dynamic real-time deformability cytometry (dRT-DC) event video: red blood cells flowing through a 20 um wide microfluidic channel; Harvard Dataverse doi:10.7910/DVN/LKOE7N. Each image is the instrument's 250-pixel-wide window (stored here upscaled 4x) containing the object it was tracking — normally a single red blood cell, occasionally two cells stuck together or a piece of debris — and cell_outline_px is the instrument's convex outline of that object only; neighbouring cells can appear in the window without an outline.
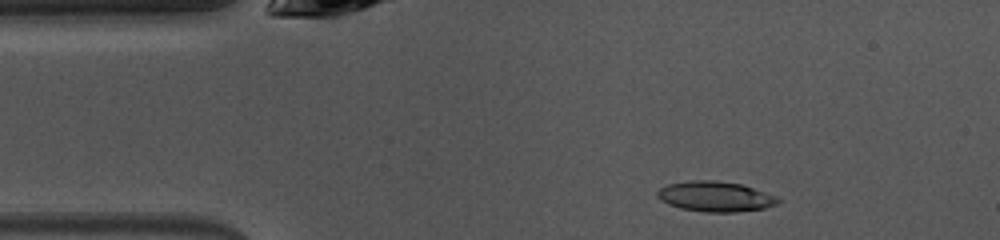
{"species": "common noctule bat (a hibernating species)", "species_latin": "Nyctalus noctula", "temperature_condition": "warm", "stored_images_in_passage": 47, "camera_frame_rate_fps": 3000, "um_per_image_px": 0.085, "animal": {"sex": "female", "body_mass_g": 10.0, "forearm_length_mm": 53.1}, "frame": {"image": 1, "passage_image": 6, "time_ms": 1.667, "image_size_px": [1000, 240], "cell_outline_px": [[780, 200], [776, 204], [764, 208], [736, 212], [704, 212], [680, 208], [668, 204], [660, 200], [656, 196], [656, 192], [660, 188], [668, 184], [692, 180], [712, 180], [740, 184], [776, 196]], "centroid_in_image_um": [60.75, 16.71], "position_along_channel_um": 24.2, "area_um2": 21.1}}
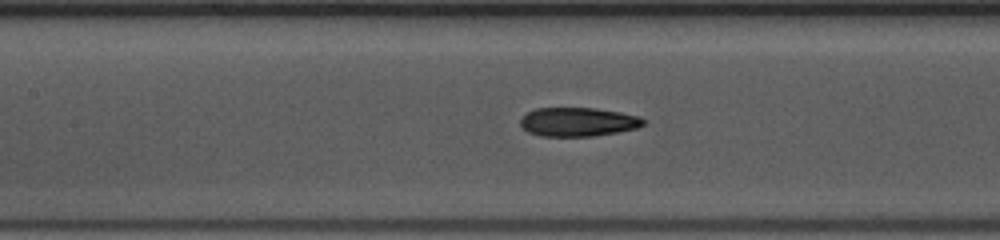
{"frame": {"image": 2, "passage_image": 19, "time_ms": 6.0, "image_size_px": [1000, 240], "cell_outline_px": [[648, 120], [644, 124], [636, 128], [616, 132], [592, 136], [540, 136], [528, 132], [520, 124], [520, 120], [528, 112], [536, 108], [592, 108], [620, 112], [640, 116]], "centroid_in_image_um": [49.15, 10.36], "position_along_channel_um": 158.2, "area_um2": 20.63}}
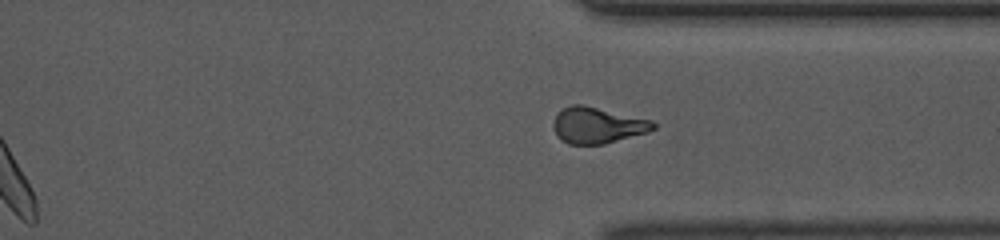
{"frame": {"image": 3, "passage_image": 34, "time_ms": 11.0, "image_size_px": [1000, 240], "cell_outline_px": [[656, 128], [648, 132], [604, 144], [568, 144], [560, 140], [556, 136], [552, 128], [552, 124], [556, 116], [564, 108], [572, 104], [584, 104], [652, 120], [656, 124]], "centroid_in_image_um": [50.77, 10.65], "position_along_channel_um": 360.6, "area_um2": 21.21}, "authors_computed_cell_mechanics": {"area_um2": 20.9236, "velocity_mm_per_s": 4.0653, "shape_relaxation_time_tau1_ms": 5.5373, "shape_relaxation_time_tau2_ms": 3.0754, "deformation_change_tau1": 0.2006, "deformation_change_tau2": 0.1179}}